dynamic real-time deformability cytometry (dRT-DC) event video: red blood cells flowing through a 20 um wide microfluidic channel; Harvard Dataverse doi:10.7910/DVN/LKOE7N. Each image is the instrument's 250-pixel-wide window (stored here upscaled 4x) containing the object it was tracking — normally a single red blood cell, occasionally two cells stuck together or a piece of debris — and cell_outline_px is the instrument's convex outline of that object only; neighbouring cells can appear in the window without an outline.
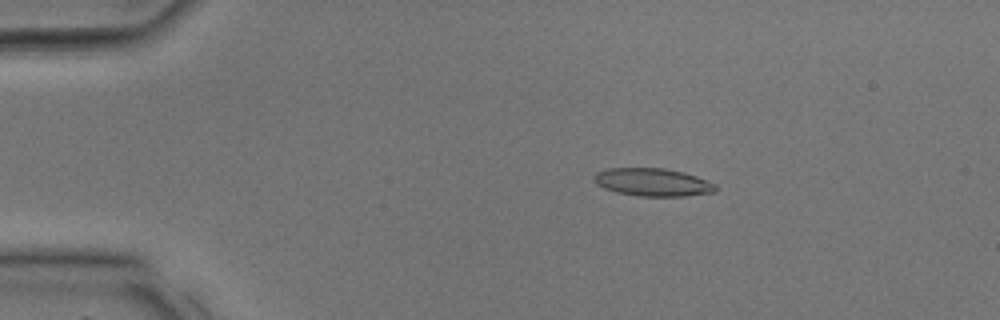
{"species": "common noctule bat (a hibernating species)", "species_latin": "Nyctalus noctula", "temperature_condition": "room temperature", "stored_images_in_passage": 14, "camera_frame_rate_fps": 3000, "um_per_image_px": 0.085, "animal": {"sex": "male", "body_mass_g": 17.9, "forearm_length_mm": 54.2}, "frame": {"image": 1, "passage_image": 6, "time_ms": 1.667, "image_size_px": [1000, 320], "cell_outline_px": [[716, 192], [684, 196], [636, 196], [616, 192], [604, 188], [596, 184], [592, 180], [592, 176], [596, 172], [608, 168], [664, 168], [684, 172], [696, 176], [716, 184]], "centroid_in_image_um": [55.45, 15.49], "position_along_channel_um": 29.6, "area_um2": 19.94}}
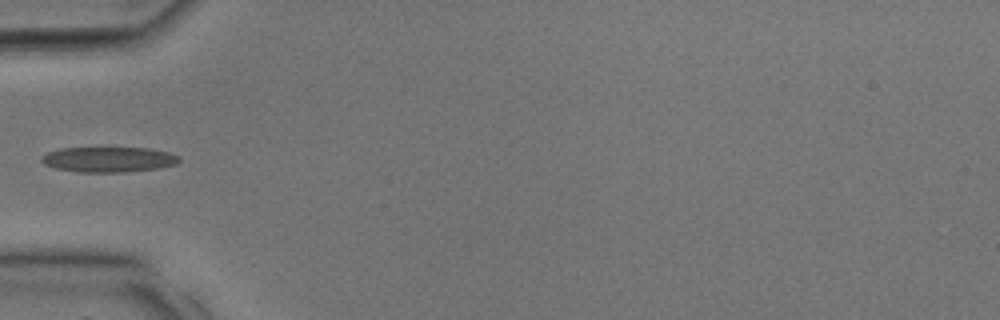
{"frame": {"image": 2, "passage_image": 11, "time_ms": 3.333, "image_size_px": [1000, 320], "cell_outline_px": [[180, 160], [176, 164], [156, 168], [120, 172], [84, 172], [56, 168], [44, 164], [40, 160], [40, 156], [48, 152], [60, 148], [112, 144], [148, 148], [168, 152], [180, 156]], "centroid_in_image_um": [9.2, 13.48], "position_along_channel_um": 75.8, "area_um2": 21.33}}
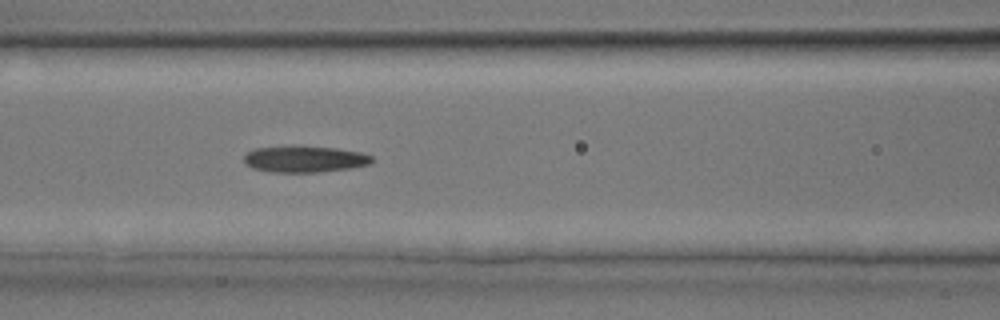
{"frame": {"image": 3, "passage_image": 14, "time_ms": 4.333, "image_size_px": [1000, 320], "cell_outline_px": [[372, 160], [368, 164], [352, 168], [316, 172], [272, 172], [252, 168], [244, 164], [244, 156], [252, 148], [292, 144], [336, 148], [360, 152], [372, 156]], "centroid_in_image_um": [25.82, 13.49], "position_along_channel_um": 140.8, "area_um2": 20.17}}